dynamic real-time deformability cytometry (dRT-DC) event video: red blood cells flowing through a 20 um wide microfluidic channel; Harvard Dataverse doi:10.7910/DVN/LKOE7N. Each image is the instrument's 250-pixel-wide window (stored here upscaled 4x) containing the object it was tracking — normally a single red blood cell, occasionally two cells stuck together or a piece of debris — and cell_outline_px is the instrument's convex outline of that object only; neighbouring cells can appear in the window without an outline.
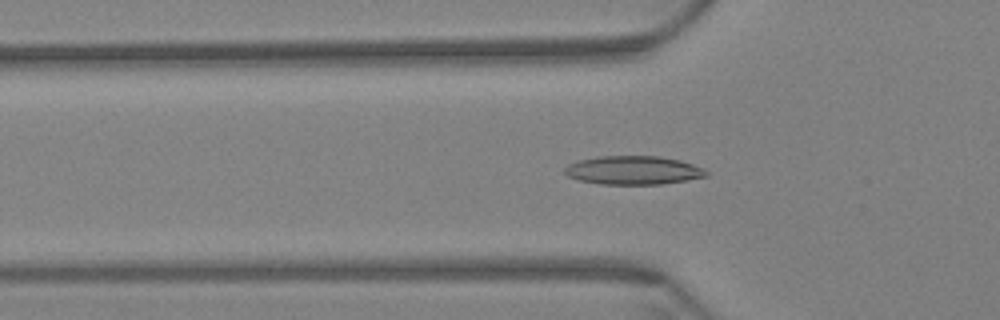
{"species": "Egyptian fruit bat (a non-hibernating species)", "species_latin": "Rousettus aegyptiacus", "temperature_condition": "warm", "stored_images_in_passage": 16, "camera_frame_rate_fps": 3000, "um_per_image_px": 0.085, "animal": {"sex": "female"}, "frame": {"image": 1, "passage_image": 14, "time_ms": 4.333, "image_size_px": [1000, 320], "cell_outline_px": [[708, 176], [660, 184], [600, 184], [580, 180], [568, 176], [564, 172], [564, 168], [568, 164], [580, 160], [600, 156], [660, 156], [680, 160], [704, 168], [708, 172]], "centroid_in_image_um": [53.83, 14.47], "position_along_channel_um": 72.0, "area_um2": 23.47}}